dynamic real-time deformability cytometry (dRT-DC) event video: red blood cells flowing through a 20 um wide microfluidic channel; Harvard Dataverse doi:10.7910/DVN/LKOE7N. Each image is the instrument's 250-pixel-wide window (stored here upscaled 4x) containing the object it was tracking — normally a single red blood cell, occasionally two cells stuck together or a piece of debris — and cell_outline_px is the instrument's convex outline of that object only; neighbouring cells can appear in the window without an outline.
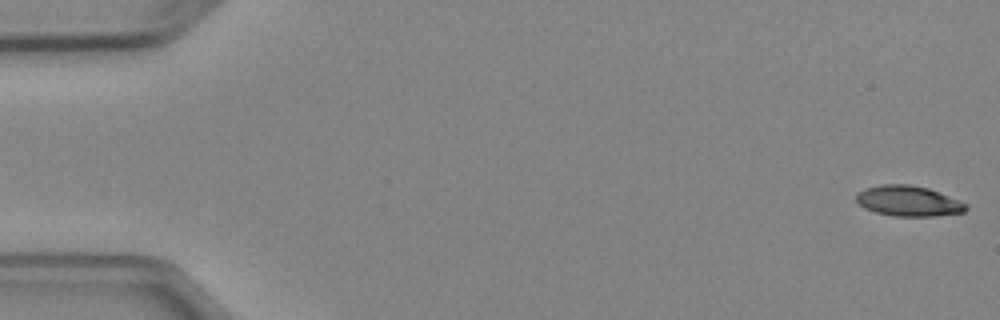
{"species": "Egyptian fruit bat (a non-hibernating species)", "species_latin": "Rousettus aegyptiacus", "temperature_condition": "cold", "stored_images_in_passage": 5, "camera_frame_rate_fps": 3000, "um_per_image_px": 0.085, "animal": {"sex": "female"}, "frame": {"image": 1, "passage_image": 1, "time_ms": 0.0, "image_size_px": [1000, 320], "cell_outline_px": [[968, 208], [964, 212], [936, 216], [892, 216], [876, 212], [864, 208], [856, 200], [856, 196], [864, 188], [880, 184], [908, 184], [928, 188], [960, 200], [968, 204]], "centroid_in_image_um": [77.24, 17.08], "position_along_channel_um": 7.8, "area_um2": 19.54}}
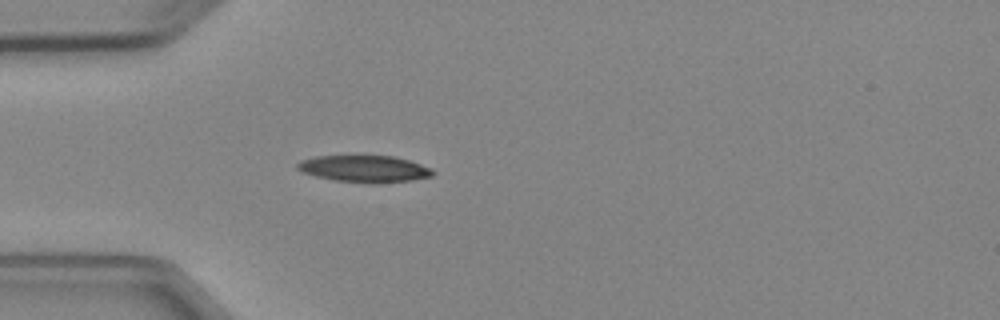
{"frame": {"image": 2, "passage_image": 5, "time_ms": 4.667, "image_size_px": [1000, 320], "cell_outline_px": [[432, 176], [412, 180], [376, 184], [372, 184], [336, 180], [316, 176], [304, 172], [296, 168], [296, 164], [300, 160], [316, 156], [392, 156], [408, 160], [432, 168]], "centroid_in_image_um": [30.97, 14.35], "position_along_channel_um": 54.0, "area_um2": 21.04}}